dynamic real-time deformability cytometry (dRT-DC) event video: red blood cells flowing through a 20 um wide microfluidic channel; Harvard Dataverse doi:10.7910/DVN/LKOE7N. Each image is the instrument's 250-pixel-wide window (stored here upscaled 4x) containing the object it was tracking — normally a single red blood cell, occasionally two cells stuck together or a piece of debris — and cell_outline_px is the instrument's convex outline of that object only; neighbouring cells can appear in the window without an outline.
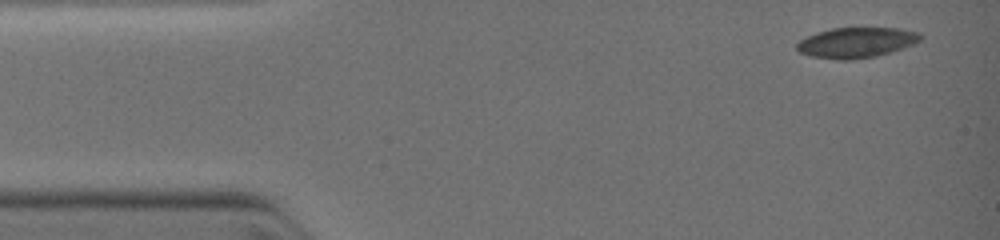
{"species": "common noctule bat (a hibernating species)", "species_latin": "Nyctalus noctula", "temperature_condition": "warm", "stored_images_in_passage": 4, "camera_frame_rate_fps": 3000, "um_per_image_px": 0.085, "animal": {"sex": "female", "body_mass_g": 19.0, "forearm_length_mm": 51.5}, "frame": {"image": 1, "passage_image": 1, "time_ms": 0.0, "image_size_px": [1000, 240], "cell_outline_px": [[924, 36], [920, 40], [912, 44], [876, 56], [852, 60], [836, 60], [812, 56], [800, 52], [796, 48], [796, 44], [800, 40], [816, 32], [832, 28], [900, 28], [920, 32]], "centroid_in_image_um": [72.78, 3.61], "position_along_channel_um": 12.2, "area_um2": 21.79}}
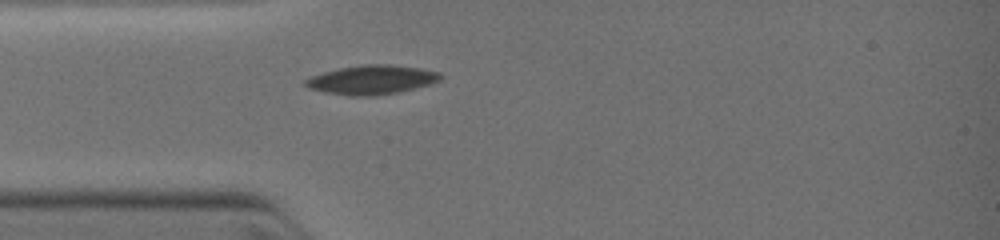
{"frame": {"image": 2, "passage_image": 4, "time_ms": 2.667, "image_size_px": [1000, 240], "cell_outline_px": [[444, 76], [440, 80], [428, 84], [400, 92], [376, 96], [348, 96], [324, 92], [308, 88], [304, 84], [304, 80], [312, 76], [324, 72], [340, 68], [364, 64], [392, 64], [420, 68], [440, 72]], "centroid_in_image_um": [31.6, 6.78], "position_along_channel_um": 53.4, "area_um2": 23.06}}